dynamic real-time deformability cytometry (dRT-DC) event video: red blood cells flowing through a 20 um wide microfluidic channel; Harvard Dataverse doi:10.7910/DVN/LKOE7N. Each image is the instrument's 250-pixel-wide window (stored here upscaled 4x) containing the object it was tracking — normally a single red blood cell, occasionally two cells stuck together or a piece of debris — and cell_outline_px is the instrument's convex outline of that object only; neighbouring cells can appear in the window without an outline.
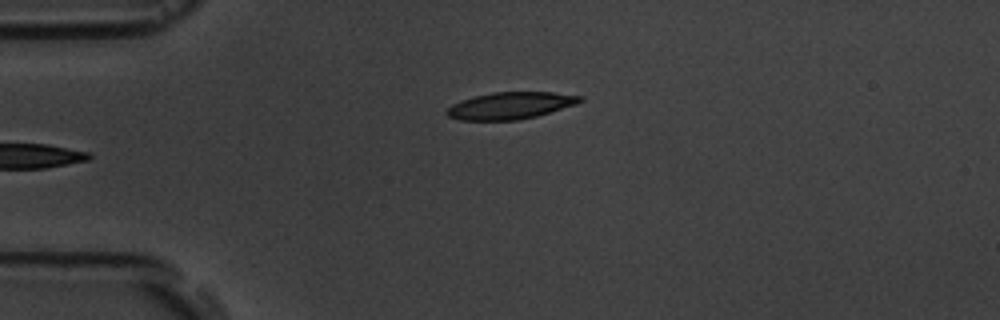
{"species": "common noctule bat (a hibernating species)", "species_latin": "Nyctalus noctula", "temperature_condition": "room temperature", "stored_images_in_passage": 4, "camera_frame_rate_fps": 3000, "um_per_image_px": 0.085, "animal": {"sex": "male", "body_mass_g": 19.5, "forearm_length_mm": 54.6}, "frame": {"image": 1, "passage_image": 4, "time_ms": 4.667, "image_size_px": [1000, 320], "cell_outline_px": [[584, 100], [576, 104], [536, 116], [516, 120], [460, 120], [448, 116], [444, 112], [452, 104], [460, 100], [492, 92], [552, 92], [584, 96]], "centroid_in_image_um": [43.38, 8.97], "position_along_channel_um": 41.6, "area_um2": 20.87}}